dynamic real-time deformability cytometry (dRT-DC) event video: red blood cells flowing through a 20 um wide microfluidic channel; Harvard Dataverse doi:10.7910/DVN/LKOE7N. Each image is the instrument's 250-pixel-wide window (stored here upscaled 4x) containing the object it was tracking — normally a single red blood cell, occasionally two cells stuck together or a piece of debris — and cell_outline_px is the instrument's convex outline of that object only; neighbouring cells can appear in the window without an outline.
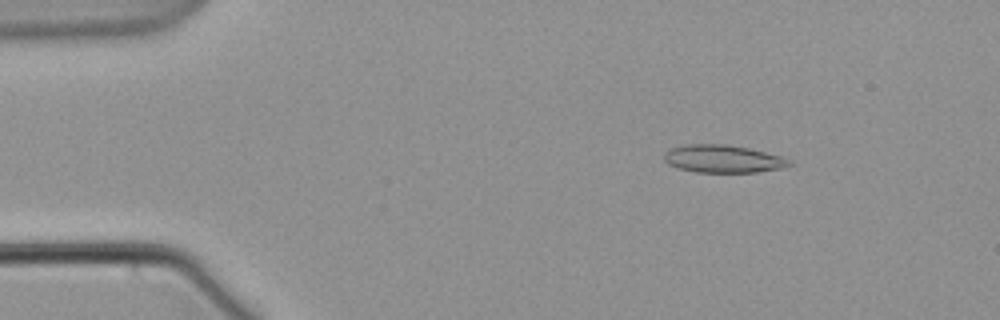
{"species": "common noctule bat (a hibernating species)", "species_latin": "Nyctalus noctula", "temperature_condition": "warm", "stored_images_in_passage": 59, "camera_frame_rate_fps": 3000, "um_per_image_px": 0.085, "animal": {"sex": "male", "body_mass_g": 21.5, "forearm_length_mm": 52.0}, "frame": {"image": 1, "passage_image": 9, "time_ms": 2.667, "image_size_px": [1000, 320], "cell_outline_px": [[792, 164], [780, 168], [756, 172], [696, 172], [676, 168], [668, 164], [664, 160], [664, 152], [672, 148], [684, 144], [724, 144], [748, 148], [780, 156], [788, 160]], "centroid_in_image_um": [61.38, 13.5], "position_along_channel_um": 23.6, "area_um2": 20.06}}
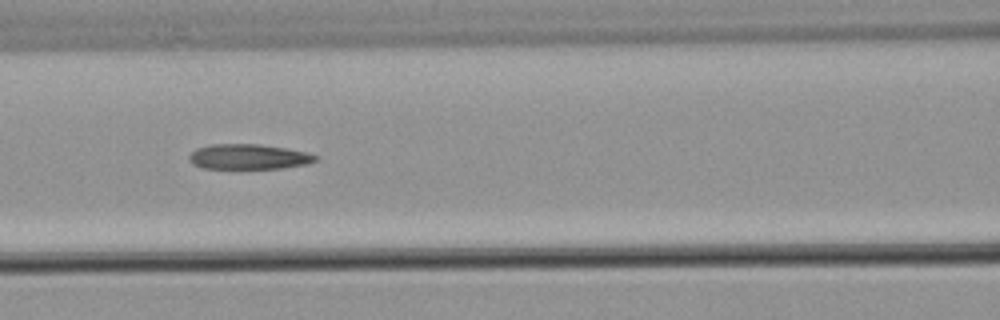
{"frame": {"image": 2, "passage_image": 26, "time_ms": 8.333, "image_size_px": [1000, 320], "cell_outline_px": [[320, 160], [308, 164], [284, 168], [204, 168], [192, 164], [188, 160], [188, 156], [196, 148], [208, 144], [260, 144], [284, 148], [304, 152], [320, 156]], "centroid_in_image_um": [21.14, 13.32], "position_along_channel_um": 145.5, "area_um2": 18.67}}
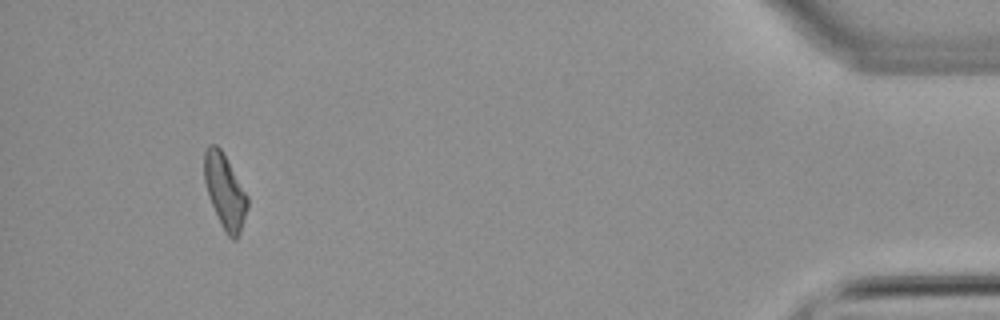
{"frame": {"image": 3, "passage_image": 55, "time_ms": 18.0, "image_size_px": [1000, 320], "cell_outline_px": [[248, 208], [240, 232], [236, 240], [232, 240], [228, 236], [208, 196], [204, 180], [204, 152], [208, 144], [216, 144], [220, 148], [248, 196]], "centroid_in_image_um": [19.11, 16.24], "position_along_channel_um": 416.1, "area_um2": 18.38}}